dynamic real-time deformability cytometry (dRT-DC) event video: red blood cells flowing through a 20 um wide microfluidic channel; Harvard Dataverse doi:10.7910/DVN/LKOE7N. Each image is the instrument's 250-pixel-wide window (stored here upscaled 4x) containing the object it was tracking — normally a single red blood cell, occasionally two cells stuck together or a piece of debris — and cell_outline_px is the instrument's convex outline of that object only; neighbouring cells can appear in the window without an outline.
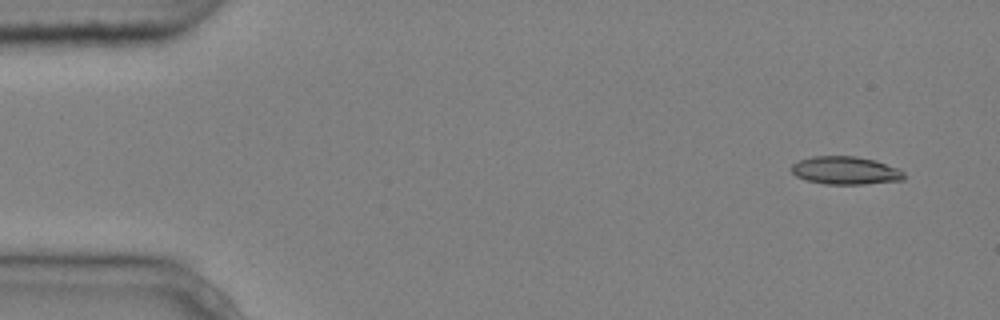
{"species": "common noctule bat (a hibernating species)", "species_latin": "Nyctalus noctula", "temperature_condition": "cold", "stored_images_in_passage": 9, "camera_frame_rate_fps": 3000, "um_per_image_px": 0.085, "animal": {"sex": "male", "body_mass_g": 20.4}, "frame": {"image": 1, "passage_image": 1, "time_ms": 0.0, "image_size_px": [1000, 320], "cell_outline_px": [[904, 180], [864, 184], [824, 184], [804, 180], [796, 176], [792, 172], [792, 164], [800, 160], [812, 156], [856, 156], [876, 160], [900, 168], [904, 172]], "centroid_in_image_um": [71.89, 14.49], "position_along_channel_um": 13.1, "area_um2": 18.55}}
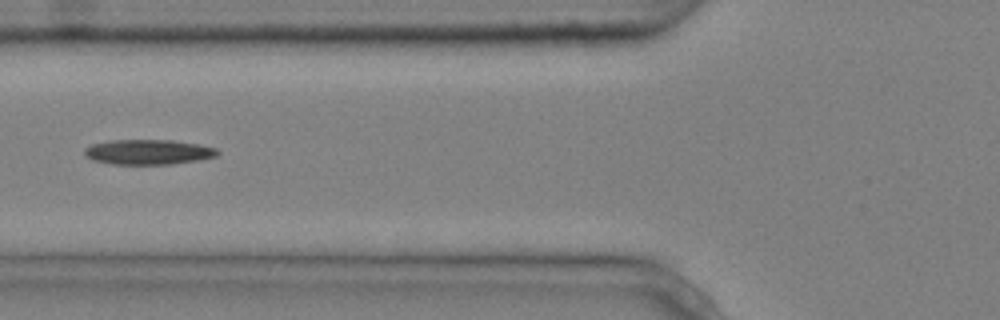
{"frame": {"image": 2, "passage_image": 6, "time_ms": 1.667, "image_size_px": [1000, 320], "cell_outline_px": [[220, 152], [216, 156], [200, 160], [172, 164], [112, 164], [92, 160], [84, 156], [84, 148], [92, 144], [112, 140], [172, 140], [200, 144], [216, 148]], "centroid_in_image_um": [12.6, 12.92], "position_along_channel_um": 113.2, "area_um2": 19.54}}
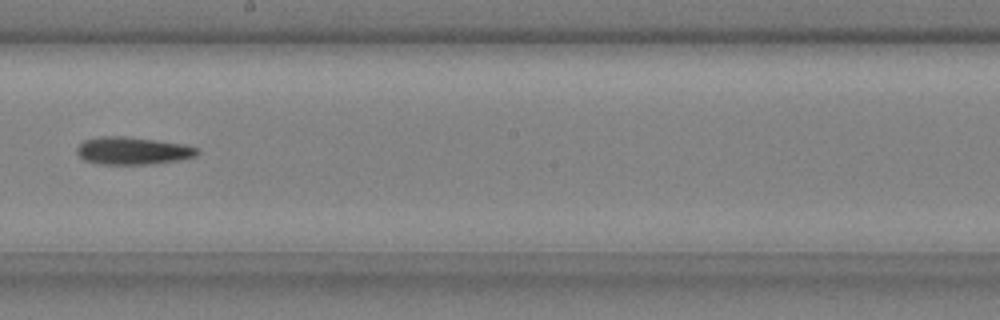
{"frame": {"image": 3, "passage_image": 9, "time_ms": 2.667, "image_size_px": [1000, 320], "cell_outline_px": [[200, 152], [196, 156], [180, 160], [148, 164], [96, 164], [84, 160], [76, 152], [76, 148], [84, 140], [100, 136], [124, 136], [156, 140], [184, 144], [200, 148]], "centroid_in_image_um": [11.29, 12.81], "position_along_channel_um": 236.9, "area_um2": 19.48}}